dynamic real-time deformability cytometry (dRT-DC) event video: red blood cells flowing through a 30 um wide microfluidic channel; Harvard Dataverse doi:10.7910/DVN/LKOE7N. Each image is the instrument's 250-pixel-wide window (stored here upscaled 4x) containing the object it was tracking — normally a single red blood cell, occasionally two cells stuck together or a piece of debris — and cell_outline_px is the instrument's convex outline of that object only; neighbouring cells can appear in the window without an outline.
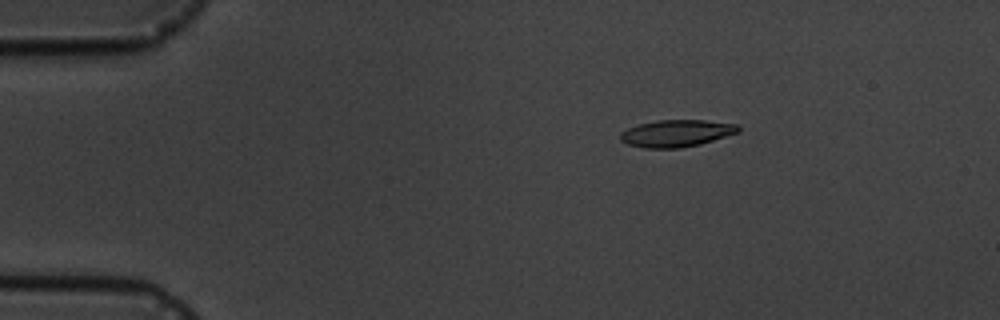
{"species": "common noctule bat (a hibernating species)", "species_latin": "Nyctalus noctula", "temperature_condition": "cold", "stored_images_in_passage": 5, "camera_frame_rate_fps": 3000, "um_per_image_px": 0.085, "animal": {"sex": "male", "body_mass_g": 19.5, "forearm_length_mm": 54.6}, "frame": {"image": 1, "passage_image": 3, "time_ms": 3.0, "image_size_px": [1000, 320], "cell_outline_px": [[740, 132], [700, 144], [680, 148], [644, 148], [628, 144], [620, 140], [620, 132], [628, 128], [640, 124], [656, 120], [704, 120], [736, 124], [740, 128]], "centroid_in_image_um": [57.49, 11.33], "position_along_channel_um": 27.5, "area_um2": 18.55}}